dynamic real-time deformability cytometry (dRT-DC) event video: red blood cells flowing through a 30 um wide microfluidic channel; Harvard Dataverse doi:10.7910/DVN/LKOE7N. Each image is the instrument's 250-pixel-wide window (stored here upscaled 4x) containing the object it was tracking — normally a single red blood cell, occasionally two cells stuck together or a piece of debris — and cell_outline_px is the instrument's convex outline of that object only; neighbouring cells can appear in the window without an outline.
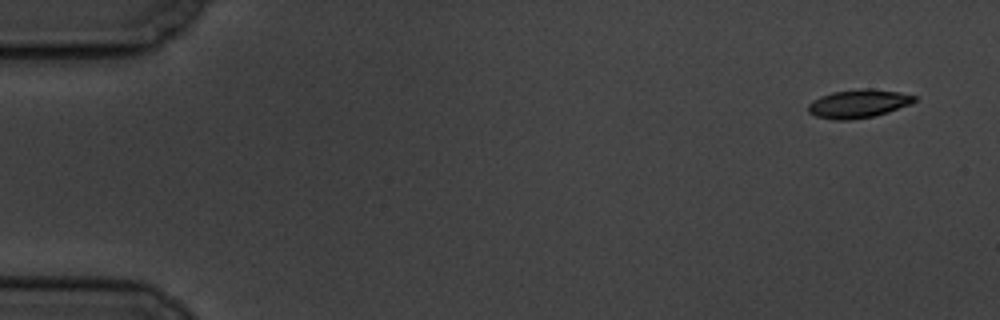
{"species": "common noctule bat (a hibernating species)", "species_latin": "Nyctalus noctula", "temperature_condition": "cold", "stored_images_in_passage": 15, "camera_frame_rate_fps": 3000, "um_per_image_px": 0.085, "animal": {"sex": "male", "body_mass_g": 19.5, "forearm_length_mm": 54.6}, "frame": {"image": 1, "passage_image": 1, "time_ms": 0.0, "image_size_px": [1000, 320], "cell_outline_px": [[916, 100], [912, 104], [888, 112], [872, 116], [848, 120], [836, 120], [816, 116], [808, 112], [808, 104], [820, 96], [832, 92], [864, 88], [868, 88], [900, 92], [916, 96]], "centroid_in_image_um": [72.98, 8.8], "position_along_channel_um": 12.0, "area_um2": 17.51}}
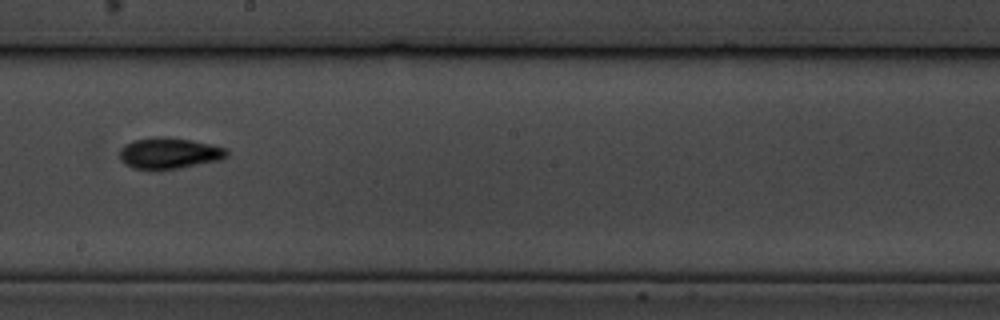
{"frame": {"image": 2, "passage_image": 9, "time_ms": 10.333, "image_size_px": [1000, 320], "cell_outline_px": [[228, 156], [224, 160], [180, 168], [132, 168], [124, 164], [120, 160], [120, 148], [124, 144], [132, 140], [156, 136], [164, 136], [192, 140], [212, 144], [228, 148]], "centroid_in_image_um": [14.42, 13.0], "position_along_channel_um": 233.8, "area_um2": 19.71}}
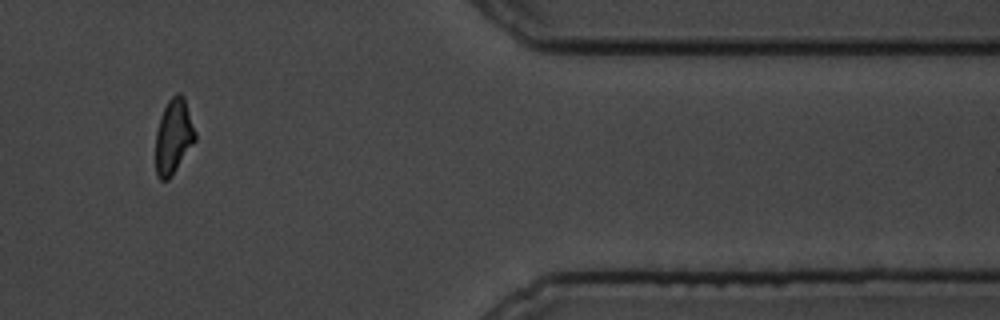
{"frame": {"image": 3, "passage_image": 14, "time_ms": 16.0, "image_size_px": [1000, 320], "cell_outline_px": [[196, 140], [168, 180], [160, 180], [156, 176], [156, 132], [160, 116], [168, 100], [176, 92], [180, 92], [184, 96], [196, 132]], "centroid_in_image_um": [14.75, 11.57], "position_along_channel_um": 396.6, "area_um2": 17.28}, "authors_computed_cell_mechanics": {"area_um2": 17.8024, "velocity_mm_per_s": 3.3755, "shape_relaxation_time_tau1_ms": 4.7473, "shape_relaxation_time_tau2_ms": 3.7874, "deformation_change_tau1": 0.1655, "deformation_change_tau2": 0.0885}}